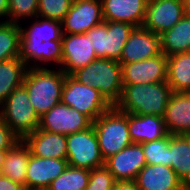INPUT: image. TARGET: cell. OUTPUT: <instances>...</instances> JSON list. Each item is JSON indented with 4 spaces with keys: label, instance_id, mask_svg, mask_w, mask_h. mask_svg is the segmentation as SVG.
<instances>
[{
    "label": "cell",
    "instance_id": "obj_1",
    "mask_svg": "<svg viewBox=\"0 0 190 190\" xmlns=\"http://www.w3.org/2000/svg\"><path fill=\"white\" fill-rule=\"evenodd\" d=\"M123 85L121 98L115 104L119 111L136 115L164 116L173 92L166 81Z\"/></svg>",
    "mask_w": 190,
    "mask_h": 190
},
{
    "label": "cell",
    "instance_id": "obj_2",
    "mask_svg": "<svg viewBox=\"0 0 190 190\" xmlns=\"http://www.w3.org/2000/svg\"><path fill=\"white\" fill-rule=\"evenodd\" d=\"M66 73L60 68H28L23 82L39 117L61 102Z\"/></svg>",
    "mask_w": 190,
    "mask_h": 190
},
{
    "label": "cell",
    "instance_id": "obj_3",
    "mask_svg": "<svg viewBox=\"0 0 190 190\" xmlns=\"http://www.w3.org/2000/svg\"><path fill=\"white\" fill-rule=\"evenodd\" d=\"M71 76L81 84L97 89L112 106L121 98L124 86L122 67L116 60L97 58Z\"/></svg>",
    "mask_w": 190,
    "mask_h": 190
},
{
    "label": "cell",
    "instance_id": "obj_4",
    "mask_svg": "<svg viewBox=\"0 0 190 190\" xmlns=\"http://www.w3.org/2000/svg\"><path fill=\"white\" fill-rule=\"evenodd\" d=\"M104 160L131 145L128 128V113L112 106L92 123Z\"/></svg>",
    "mask_w": 190,
    "mask_h": 190
},
{
    "label": "cell",
    "instance_id": "obj_5",
    "mask_svg": "<svg viewBox=\"0 0 190 190\" xmlns=\"http://www.w3.org/2000/svg\"><path fill=\"white\" fill-rule=\"evenodd\" d=\"M0 116L20 140L33 133L40 125V117L31 105L23 85L11 92L0 106Z\"/></svg>",
    "mask_w": 190,
    "mask_h": 190
},
{
    "label": "cell",
    "instance_id": "obj_6",
    "mask_svg": "<svg viewBox=\"0 0 190 190\" xmlns=\"http://www.w3.org/2000/svg\"><path fill=\"white\" fill-rule=\"evenodd\" d=\"M61 102L86 115L92 122L112 107L97 89L81 84L68 74L65 75Z\"/></svg>",
    "mask_w": 190,
    "mask_h": 190
},
{
    "label": "cell",
    "instance_id": "obj_7",
    "mask_svg": "<svg viewBox=\"0 0 190 190\" xmlns=\"http://www.w3.org/2000/svg\"><path fill=\"white\" fill-rule=\"evenodd\" d=\"M68 165L92 170L104 166L93 125L86 130L66 135Z\"/></svg>",
    "mask_w": 190,
    "mask_h": 190
},
{
    "label": "cell",
    "instance_id": "obj_8",
    "mask_svg": "<svg viewBox=\"0 0 190 190\" xmlns=\"http://www.w3.org/2000/svg\"><path fill=\"white\" fill-rule=\"evenodd\" d=\"M92 123L86 115L59 102L40 117L39 129L50 133L69 135L88 129Z\"/></svg>",
    "mask_w": 190,
    "mask_h": 190
},
{
    "label": "cell",
    "instance_id": "obj_9",
    "mask_svg": "<svg viewBox=\"0 0 190 190\" xmlns=\"http://www.w3.org/2000/svg\"><path fill=\"white\" fill-rule=\"evenodd\" d=\"M104 22L101 0H74L61 21L63 34H83Z\"/></svg>",
    "mask_w": 190,
    "mask_h": 190
},
{
    "label": "cell",
    "instance_id": "obj_10",
    "mask_svg": "<svg viewBox=\"0 0 190 190\" xmlns=\"http://www.w3.org/2000/svg\"><path fill=\"white\" fill-rule=\"evenodd\" d=\"M186 13L183 0H154L147 3L142 26L160 35L171 29Z\"/></svg>",
    "mask_w": 190,
    "mask_h": 190
},
{
    "label": "cell",
    "instance_id": "obj_11",
    "mask_svg": "<svg viewBox=\"0 0 190 190\" xmlns=\"http://www.w3.org/2000/svg\"><path fill=\"white\" fill-rule=\"evenodd\" d=\"M97 59L92 40L87 33L63 34L61 67L66 74L89 65Z\"/></svg>",
    "mask_w": 190,
    "mask_h": 190
},
{
    "label": "cell",
    "instance_id": "obj_12",
    "mask_svg": "<svg viewBox=\"0 0 190 190\" xmlns=\"http://www.w3.org/2000/svg\"><path fill=\"white\" fill-rule=\"evenodd\" d=\"M160 35L143 26L134 27L118 61L120 64L142 61L161 54Z\"/></svg>",
    "mask_w": 190,
    "mask_h": 190
},
{
    "label": "cell",
    "instance_id": "obj_13",
    "mask_svg": "<svg viewBox=\"0 0 190 190\" xmlns=\"http://www.w3.org/2000/svg\"><path fill=\"white\" fill-rule=\"evenodd\" d=\"M123 84H146L165 82L167 79V56L164 53L142 61L121 64Z\"/></svg>",
    "mask_w": 190,
    "mask_h": 190
},
{
    "label": "cell",
    "instance_id": "obj_14",
    "mask_svg": "<svg viewBox=\"0 0 190 190\" xmlns=\"http://www.w3.org/2000/svg\"><path fill=\"white\" fill-rule=\"evenodd\" d=\"M147 164L142 145L132 143L105 160L104 166L116 182L135 181L139 171Z\"/></svg>",
    "mask_w": 190,
    "mask_h": 190
},
{
    "label": "cell",
    "instance_id": "obj_15",
    "mask_svg": "<svg viewBox=\"0 0 190 190\" xmlns=\"http://www.w3.org/2000/svg\"><path fill=\"white\" fill-rule=\"evenodd\" d=\"M68 167L67 159L42 158L30 154L25 178L27 190H47Z\"/></svg>",
    "mask_w": 190,
    "mask_h": 190
},
{
    "label": "cell",
    "instance_id": "obj_16",
    "mask_svg": "<svg viewBox=\"0 0 190 190\" xmlns=\"http://www.w3.org/2000/svg\"><path fill=\"white\" fill-rule=\"evenodd\" d=\"M19 58L29 68H60L62 40L44 42H20Z\"/></svg>",
    "mask_w": 190,
    "mask_h": 190
},
{
    "label": "cell",
    "instance_id": "obj_17",
    "mask_svg": "<svg viewBox=\"0 0 190 190\" xmlns=\"http://www.w3.org/2000/svg\"><path fill=\"white\" fill-rule=\"evenodd\" d=\"M140 190H184L187 187L173 168L164 165L146 164L135 181Z\"/></svg>",
    "mask_w": 190,
    "mask_h": 190
},
{
    "label": "cell",
    "instance_id": "obj_18",
    "mask_svg": "<svg viewBox=\"0 0 190 190\" xmlns=\"http://www.w3.org/2000/svg\"><path fill=\"white\" fill-rule=\"evenodd\" d=\"M171 135H190V92H172L163 116Z\"/></svg>",
    "mask_w": 190,
    "mask_h": 190
},
{
    "label": "cell",
    "instance_id": "obj_19",
    "mask_svg": "<svg viewBox=\"0 0 190 190\" xmlns=\"http://www.w3.org/2000/svg\"><path fill=\"white\" fill-rule=\"evenodd\" d=\"M104 21L126 22L135 27L143 25L146 0H101Z\"/></svg>",
    "mask_w": 190,
    "mask_h": 190
},
{
    "label": "cell",
    "instance_id": "obj_20",
    "mask_svg": "<svg viewBox=\"0 0 190 190\" xmlns=\"http://www.w3.org/2000/svg\"><path fill=\"white\" fill-rule=\"evenodd\" d=\"M23 141L36 157L66 159L67 140L64 134L50 133L38 128Z\"/></svg>",
    "mask_w": 190,
    "mask_h": 190
},
{
    "label": "cell",
    "instance_id": "obj_21",
    "mask_svg": "<svg viewBox=\"0 0 190 190\" xmlns=\"http://www.w3.org/2000/svg\"><path fill=\"white\" fill-rule=\"evenodd\" d=\"M128 128L133 143H145L166 137L163 117L128 113Z\"/></svg>",
    "mask_w": 190,
    "mask_h": 190
},
{
    "label": "cell",
    "instance_id": "obj_22",
    "mask_svg": "<svg viewBox=\"0 0 190 190\" xmlns=\"http://www.w3.org/2000/svg\"><path fill=\"white\" fill-rule=\"evenodd\" d=\"M25 22H30V24L24 25ZM25 22L19 24L21 31L20 42L62 40L63 32L61 21L37 16Z\"/></svg>",
    "mask_w": 190,
    "mask_h": 190
},
{
    "label": "cell",
    "instance_id": "obj_23",
    "mask_svg": "<svg viewBox=\"0 0 190 190\" xmlns=\"http://www.w3.org/2000/svg\"><path fill=\"white\" fill-rule=\"evenodd\" d=\"M169 161L183 184L190 187V135L170 134Z\"/></svg>",
    "mask_w": 190,
    "mask_h": 190
},
{
    "label": "cell",
    "instance_id": "obj_24",
    "mask_svg": "<svg viewBox=\"0 0 190 190\" xmlns=\"http://www.w3.org/2000/svg\"><path fill=\"white\" fill-rule=\"evenodd\" d=\"M161 52L166 56L190 51V12L171 29L160 34Z\"/></svg>",
    "mask_w": 190,
    "mask_h": 190
},
{
    "label": "cell",
    "instance_id": "obj_25",
    "mask_svg": "<svg viewBox=\"0 0 190 190\" xmlns=\"http://www.w3.org/2000/svg\"><path fill=\"white\" fill-rule=\"evenodd\" d=\"M30 149L23 140H19L7 150L1 175L25 185Z\"/></svg>",
    "mask_w": 190,
    "mask_h": 190
},
{
    "label": "cell",
    "instance_id": "obj_26",
    "mask_svg": "<svg viewBox=\"0 0 190 190\" xmlns=\"http://www.w3.org/2000/svg\"><path fill=\"white\" fill-rule=\"evenodd\" d=\"M28 68L19 57L0 62V106L23 85Z\"/></svg>",
    "mask_w": 190,
    "mask_h": 190
},
{
    "label": "cell",
    "instance_id": "obj_27",
    "mask_svg": "<svg viewBox=\"0 0 190 190\" xmlns=\"http://www.w3.org/2000/svg\"><path fill=\"white\" fill-rule=\"evenodd\" d=\"M166 82L174 92H190V51L167 56Z\"/></svg>",
    "mask_w": 190,
    "mask_h": 190
},
{
    "label": "cell",
    "instance_id": "obj_28",
    "mask_svg": "<svg viewBox=\"0 0 190 190\" xmlns=\"http://www.w3.org/2000/svg\"><path fill=\"white\" fill-rule=\"evenodd\" d=\"M134 27L126 22L107 21L106 59L120 60L123 47Z\"/></svg>",
    "mask_w": 190,
    "mask_h": 190
},
{
    "label": "cell",
    "instance_id": "obj_29",
    "mask_svg": "<svg viewBox=\"0 0 190 190\" xmlns=\"http://www.w3.org/2000/svg\"><path fill=\"white\" fill-rule=\"evenodd\" d=\"M20 39L19 24L0 22V62L19 57Z\"/></svg>",
    "mask_w": 190,
    "mask_h": 190
},
{
    "label": "cell",
    "instance_id": "obj_30",
    "mask_svg": "<svg viewBox=\"0 0 190 190\" xmlns=\"http://www.w3.org/2000/svg\"><path fill=\"white\" fill-rule=\"evenodd\" d=\"M90 178V170L69 166L53 180L47 190H85Z\"/></svg>",
    "mask_w": 190,
    "mask_h": 190
},
{
    "label": "cell",
    "instance_id": "obj_31",
    "mask_svg": "<svg viewBox=\"0 0 190 190\" xmlns=\"http://www.w3.org/2000/svg\"><path fill=\"white\" fill-rule=\"evenodd\" d=\"M170 134L158 140L142 143L147 164L170 167L169 161Z\"/></svg>",
    "mask_w": 190,
    "mask_h": 190
},
{
    "label": "cell",
    "instance_id": "obj_32",
    "mask_svg": "<svg viewBox=\"0 0 190 190\" xmlns=\"http://www.w3.org/2000/svg\"><path fill=\"white\" fill-rule=\"evenodd\" d=\"M37 14L38 0H8L7 22L21 24L36 18Z\"/></svg>",
    "mask_w": 190,
    "mask_h": 190
},
{
    "label": "cell",
    "instance_id": "obj_33",
    "mask_svg": "<svg viewBox=\"0 0 190 190\" xmlns=\"http://www.w3.org/2000/svg\"><path fill=\"white\" fill-rule=\"evenodd\" d=\"M74 0H38L37 16L62 21Z\"/></svg>",
    "mask_w": 190,
    "mask_h": 190
},
{
    "label": "cell",
    "instance_id": "obj_34",
    "mask_svg": "<svg viewBox=\"0 0 190 190\" xmlns=\"http://www.w3.org/2000/svg\"><path fill=\"white\" fill-rule=\"evenodd\" d=\"M116 180L112 173L101 166L90 170V178L85 190H113Z\"/></svg>",
    "mask_w": 190,
    "mask_h": 190
},
{
    "label": "cell",
    "instance_id": "obj_35",
    "mask_svg": "<svg viewBox=\"0 0 190 190\" xmlns=\"http://www.w3.org/2000/svg\"><path fill=\"white\" fill-rule=\"evenodd\" d=\"M106 33L107 21L96 25L87 32L92 40L93 49L95 50L97 58L106 59Z\"/></svg>",
    "mask_w": 190,
    "mask_h": 190
},
{
    "label": "cell",
    "instance_id": "obj_36",
    "mask_svg": "<svg viewBox=\"0 0 190 190\" xmlns=\"http://www.w3.org/2000/svg\"><path fill=\"white\" fill-rule=\"evenodd\" d=\"M20 139L0 116V150H8Z\"/></svg>",
    "mask_w": 190,
    "mask_h": 190
},
{
    "label": "cell",
    "instance_id": "obj_37",
    "mask_svg": "<svg viewBox=\"0 0 190 190\" xmlns=\"http://www.w3.org/2000/svg\"><path fill=\"white\" fill-rule=\"evenodd\" d=\"M0 190H27L25 185L0 174Z\"/></svg>",
    "mask_w": 190,
    "mask_h": 190
},
{
    "label": "cell",
    "instance_id": "obj_38",
    "mask_svg": "<svg viewBox=\"0 0 190 190\" xmlns=\"http://www.w3.org/2000/svg\"><path fill=\"white\" fill-rule=\"evenodd\" d=\"M113 190H140L134 181L116 182Z\"/></svg>",
    "mask_w": 190,
    "mask_h": 190
},
{
    "label": "cell",
    "instance_id": "obj_39",
    "mask_svg": "<svg viewBox=\"0 0 190 190\" xmlns=\"http://www.w3.org/2000/svg\"><path fill=\"white\" fill-rule=\"evenodd\" d=\"M8 0H0V22H7Z\"/></svg>",
    "mask_w": 190,
    "mask_h": 190
},
{
    "label": "cell",
    "instance_id": "obj_40",
    "mask_svg": "<svg viewBox=\"0 0 190 190\" xmlns=\"http://www.w3.org/2000/svg\"><path fill=\"white\" fill-rule=\"evenodd\" d=\"M6 153H7V150H0V171H1L2 166L4 164Z\"/></svg>",
    "mask_w": 190,
    "mask_h": 190
},
{
    "label": "cell",
    "instance_id": "obj_41",
    "mask_svg": "<svg viewBox=\"0 0 190 190\" xmlns=\"http://www.w3.org/2000/svg\"><path fill=\"white\" fill-rule=\"evenodd\" d=\"M183 3L186 6L187 12H190V0H183Z\"/></svg>",
    "mask_w": 190,
    "mask_h": 190
}]
</instances>
